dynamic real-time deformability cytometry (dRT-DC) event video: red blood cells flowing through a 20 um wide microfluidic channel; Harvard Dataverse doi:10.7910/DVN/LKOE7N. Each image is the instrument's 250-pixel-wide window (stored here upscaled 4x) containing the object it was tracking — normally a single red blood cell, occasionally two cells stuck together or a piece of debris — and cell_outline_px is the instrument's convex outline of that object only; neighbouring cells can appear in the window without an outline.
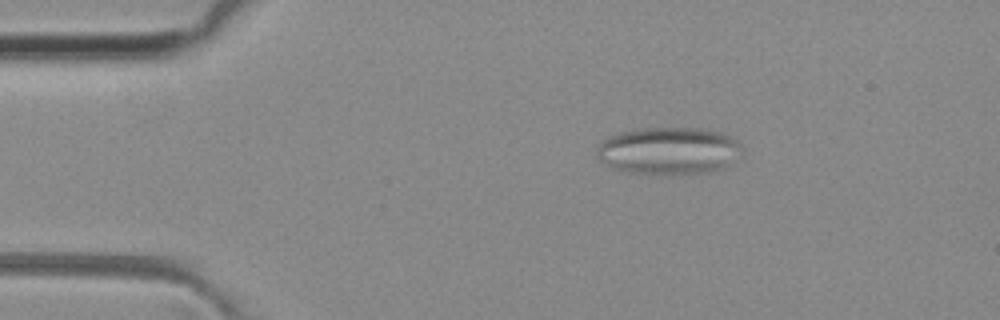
{"species": "common noctule bat (a hibernating species)", "species_latin": "Nyctalus noctula", "temperature_condition": "room temperature", "stored_images_in_passage": 44, "camera_frame_rate_fps": 3000, "um_per_image_px": 0.085, "animal": {"sex": "female", "body_mass_g": 29.2, "forearm_length_mm": 56.3}, "frame": {"image": 1, "passage_image": 2, "time_ms": 0.333, "image_size_px": [1000, 320], "cell_outline_px": [[744, 148], [728, 164], [716, 168], [700, 172], [632, 172], [612, 168], [604, 164], [596, 156], [596, 152], [600, 144], [608, 136], [640, 128], [700, 128], [716, 132], [728, 136], [736, 140]], "centroid_in_image_um": [56.78, 12.77], "position_along_channel_um": 28.2, "area_um2": 38.67}}
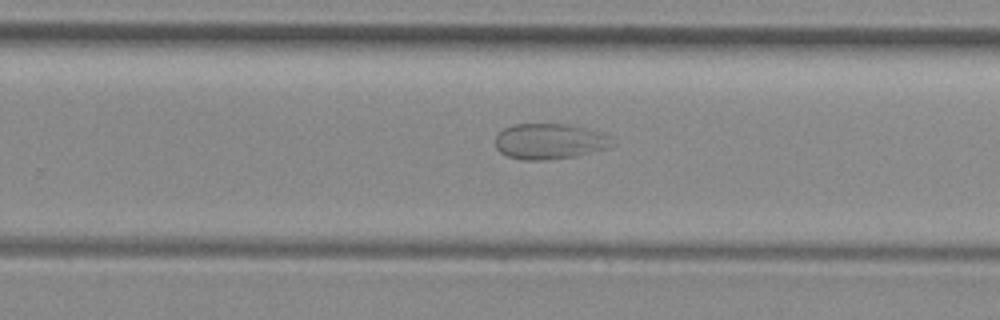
{"frame": {"image": 2, "passage_image": 25, "time_ms": 8.0, "image_size_px": [1000, 320], "cell_outline_px": [[608, 148], [576, 156], [544, 160], [524, 160], [508, 156], [500, 152], [496, 148], [496, 136], [504, 128], [512, 124], [564, 124], [584, 128], [608, 136]], "centroid_in_image_um": [46.61, 12.02], "position_along_channel_um": 283.2, "area_um2": 23.7}}
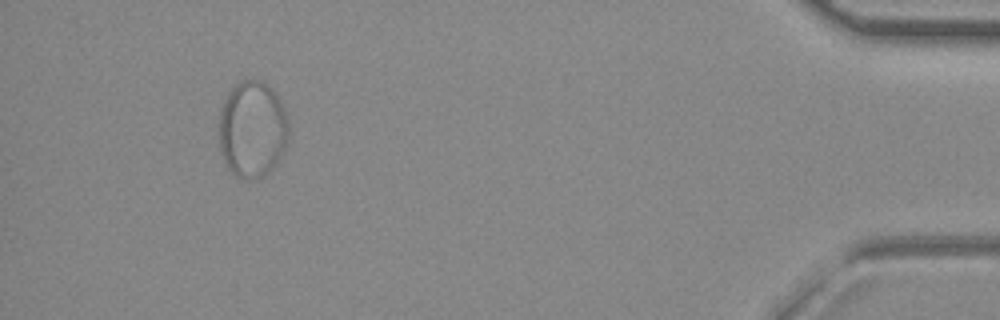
{"frame": {"image": 3, "passage_image": 40, "time_ms": 13.0, "image_size_px": [1000, 320], "cell_outline_px": [[288, 140], [284, 152], [276, 164], [264, 176], [256, 180], [248, 180], [236, 176], [228, 168], [220, 152], [220, 112], [224, 100], [228, 92], [240, 80], [264, 80], [272, 88], [280, 100], [288, 120]], "centroid_in_image_um": [21.46, 11.0], "position_along_channel_um": 413.7, "area_um2": 39.59}}